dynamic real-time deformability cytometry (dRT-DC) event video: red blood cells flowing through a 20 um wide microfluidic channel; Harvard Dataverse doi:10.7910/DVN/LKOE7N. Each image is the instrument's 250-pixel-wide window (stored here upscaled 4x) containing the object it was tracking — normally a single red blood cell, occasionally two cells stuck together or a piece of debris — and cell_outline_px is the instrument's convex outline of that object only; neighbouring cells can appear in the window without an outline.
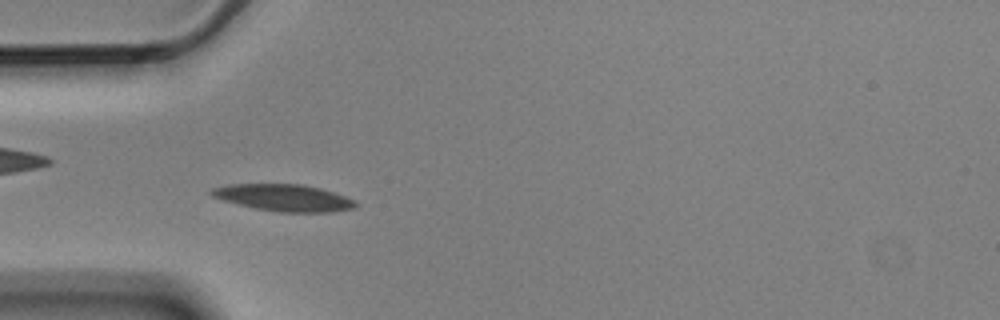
{"species": "Egyptian fruit bat (a non-hibernating species)", "species_latin": "Rousettus aegyptiacus", "temperature_condition": "cold", "stored_images_in_passage": 7, "camera_frame_rate_fps": 3000, "um_per_image_px": 0.085, "animal": {"sex": "male"}, "frame": {"image": 1, "passage_image": 5, "time_ms": 1.333, "image_size_px": [1000, 320], "cell_outline_px": [[360, 204], [356, 208], [332, 212], [280, 212], [256, 208], [224, 200], [212, 196], [208, 192], [212, 188], [228, 184], [300, 184], [320, 188], [356, 200]], "centroid_in_image_um": [24.17, 16.8], "position_along_channel_um": 60.8, "area_um2": 22.48}}
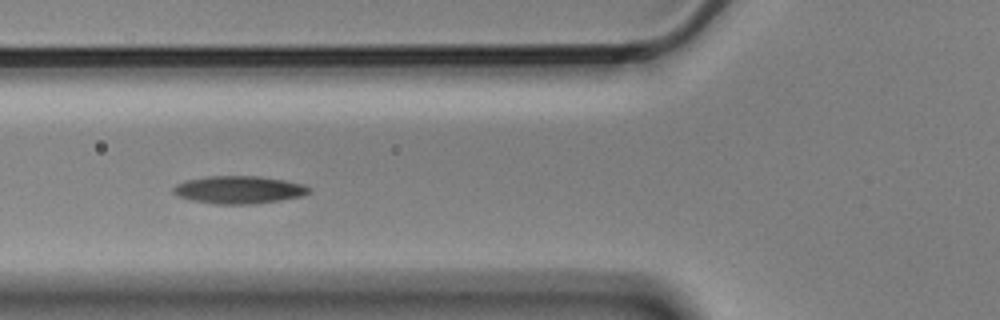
{"frame": {"image": 2, "passage_image": 6, "time_ms": 1.667, "image_size_px": [1000, 320], "cell_outline_px": [[312, 188], [308, 192], [300, 196], [280, 200], [248, 204], [216, 204], [192, 200], [176, 196], [172, 192], [172, 188], [176, 184], [184, 180], [208, 176], [260, 176], [284, 180], [304, 184]], "centroid_in_image_um": [20.26, 16.12], "position_along_channel_um": 105.5, "area_um2": 21.91}}
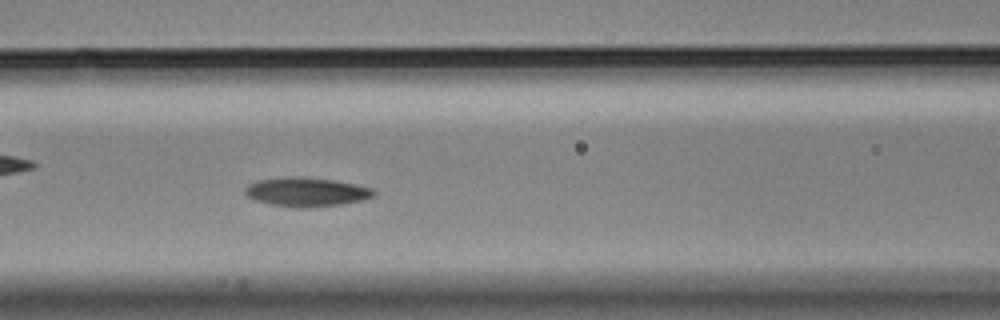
{"frame": {"image": 3, "passage_image": 7, "time_ms": 2.0, "image_size_px": [1000, 320], "cell_outline_px": [[376, 196], [360, 200], [340, 204], [308, 208], [296, 208], [272, 204], [256, 200], [248, 196], [244, 192], [244, 188], [248, 184], [256, 180], [288, 176], [300, 176], [332, 180], [356, 184], [376, 188]], "centroid_in_image_um": [26.06, 16.3], "position_along_channel_um": 140.5, "area_um2": 21.96}}